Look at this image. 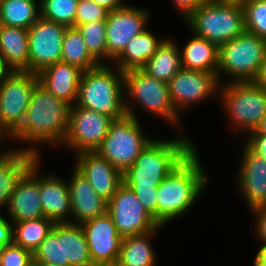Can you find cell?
Here are the masks:
<instances>
[{
    "mask_svg": "<svg viewBox=\"0 0 266 266\" xmlns=\"http://www.w3.org/2000/svg\"><path fill=\"white\" fill-rule=\"evenodd\" d=\"M37 266H54L47 263H37Z\"/></svg>",
    "mask_w": 266,
    "mask_h": 266,
    "instance_id": "50",
    "label": "cell"
},
{
    "mask_svg": "<svg viewBox=\"0 0 266 266\" xmlns=\"http://www.w3.org/2000/svg\"><path fill=\"white\" fill-rule=\"evenodd\" d=\"M66 26L40 17L30 28L29 72L38 74L49 65L61 61Z\"/></svg>",
    "mask_w": 266,
    "mask_h": 266,
    "instance_id": "15",
    "label": "cell"
},
{
    "mask_svg": "<svg viewBox=\"0 0 266 266\" xmlns=\"http://www.w3.org/2000/svg\"><path fill=\"white\" fill-rule=\"evenodd\" d=\"M233 1V0H206V2Z\"/></svg>",
    "mask_w": 266,
    "mask_h": 266,
    "instance_id": "51",
    "label": "cell"
},
{
    "mask_svg": "<svg viewBox=\"0 0 266 266\" xmlns=\"http://www.w3.org/2000/svg\"><path fill=\"white\" fill-rule=\"evenodd\" d=\"M142 124L129 114L113 119L96 152L123 173L155 138L149 136Z\"/></svg>",
    "mask_w": 266,
    "mask_h": 266,
    "instance_id": "9",
    "label": "cell"
},
{
    "mask_svg": "<svg viewBox=\"0 0 266 266\" xmlns=\"http://www.w3.org/2000/svg\"><path fill=\"white\" fill-rule=\"evenodd\" d=\"M250 218L253 219V237L256 242H265L266 243V206H261L252 209L250 212Z\"/></svg>",
    "mask_w": 266,
    "mask_h": 266,
    "instance_id": "39",
    "label": "cell"
},
{
    "mask_svg": "<svg viewBox=\"0 0 266 266\" xmlns=\"http://www.w3.org/2000/svg\"><path fill=\"white\" fill-rule=\"evenodd\" d=\"M149 9L127 4L121 9L108 12L105 20L107 64H112L128 42L149 27L148 24L152 20V12Z\"/></svg>",
    "mask_w": 266,
    "mask_h": 266,
    "instance_id": "13",
    "label": "cell"
},
{
    "mask_svg": "<svg viewBox=\"0 0 266 266\" xmlns=\"http://www.w3.org/2000/svg\"><path fill=\"white\" fill-rule=\"evenodd\" d=\"M164 227L143 234L123 237V242L116 266H158L157 249L153 239Z\"/></svg>",
    "mask_w": 266,
    "mask_h": 266,
    "instance_id": "27",
    "label": "cell"
},
{
    "mask_svg": "<svg viewBox=\"0 0 266 266\" xmlns=\"http://www.w3.org/2000/svg\"><path fill=\"white\" fill-rule=\"evenodd\" d=\"M13 242V223L3 214L0 215V248Z\"/></svg>",
    "mask_w": 266,
    "mask_h": 266,
    "instance_id": "43",
    "label": "cell"
},
{
    "mask_svg": "<svg viewBox=\"0 0 266 266\" xmlns=\"http://www.w3.org/2000/svg\"><path fill=\"white\" fill-rule=\"evenodd\" d=\"M73 166L82 173L95 192L109 201L123 183L122 172L96 151L74 155Z\"/></svg>",
    "mask_w": 266,
    "mask_h": 266,
    "instance_id": "19",
    "label": "cell"
},
{
    "mask_svg": "<svg viewBox=\"0 0 266 266\" xmlns=\"http://www.w3.org/2000/svg\"><path fill=\"white\" fill-rule=\"evenodd\" d=\"M38 75L29 71H9L0 81V123L12 136L24 120Z\"/></svg>",
    "mask_w": 266,
    "mask_h": 266,
    "instance_id": "10",
    "label": "cell"
},
{
    "mask_svg": "<svg viewBox=\"0 0 266 266\" xmlns=\"http://www.w3.org/2000/svg\"><path fill=\"white\" fill-rule=\"evenodd\" d=\"M69 110L67 103L48 92L38 82L21 127L12 135L13 144L19 141L18 144L21 145L16 149L42 157V147L60 148L68 131Z\"/></svg>",
    "mask_w": 266,
    "mask_h": 266,
    "instance_id": "1",
    "label": "cell"
},
{
    "mask_svg": "<svg viewBox=\"0 0 266 266\" xmlns=\"http://www.w3.org/2000/svg\"><path fill=\"white\" fill-rule=\"evenodd\" d=\"M95 266H116L123 237L111 216L106 213L80 224Z\"/></svg>",
    "mask_w": 266,
    "mask_h": 266,
    "instance_id": "17",
    "label": "cell"
},
{
    "mask_svg": "<svg viewBox=\"0 0 266 266\" xmlns=\"http://www.w3.org/2000/svg\"><path fill=\"white\" fill-rule=\"evenodd\" d=\"M37 158L38 156L32 152L16 148L9 154L0 158L1 213L6 211L10 197L15 190L16 183Z\"/></svg>",
    "mask_w": 266,
    "mask_h": 266,
    "instance_id": "24",
    "label": "cell"
},
{
    "mask_svg": "<svg viewBox=\"0 0 266 266\" xmlns=\"http://www.w3.org/2000/svg\"><path fill=\"white\" fill-rule=\"evenodd\" d=\"M33 262V254L12 242L0 248V266H28Z\"/></svg>",
    "mask_w": 266,
    "mask_h": 266,
    "instance_id": "37",
    "label": "cell"
},
{
    "mask_svg": "<svg viewBox=\"0 0 266 266\" xmlns=\"http://www.w3.org/2000/svg\"><path fill=\"white\" fill-rule=\"evenodd\" d=\"M6 141V142H5ZM12 141V136L10 135V133L2 126V124L0 123V158L9 154L10 152H12L15 148H17L18 146H14L9 148L7 147V142L9 144V142ZM4 142V143H3ZM6 143V144H5ZM5 144L6 147L5 150L4 148L2 149L1 146Z\"/></svg>",
    "mask_w": 266,
    "mask_h": 266,
    "instance_id": "44",
    "label": "cell"
},
{
    "mask_svg": "<svg viewBox=\"0 0 266 266\" xmlns=\"http://www.w3.org/2000/svg\"><path fill=\"white\" fill-rule=\"evenodd\" d=\"M167 85L171 103L181 117L209 99L218 101L220 82L214 73L181 69Z\"/></svg>",
    "mask_w": 266,
    "mask_h": 266,
    "instance_id": "11",
    "label": "cell"
},
{
    "mask_svg": "<svg viewBox=\"0 0 266 266\" xmlns=\"http://www.w3.org/2000/svg\"><path fill=\"white\" fill-rule=\"evenodd\" d=\"M266 54V40L244 31L219 46L217 78L220 84L253 81Z\"/></svg>",
    "mask_w": 266,
    "mask_h": 266,
    "instance_id": "8",
    "label": "cell"
},
{
    "mask_svg": "<svg viewBox=\"0 0 266 266\" xmlns=\"http://www.w3.org/2000/svg\"><path fill=\"white\" fill-rule=\"evenodd\" d=\"M54 222L42 217L36 220L13 222V242L32 254L54 226Z\"/></svg>",
    "mask_w": 266,
    "mask_h": 266,
    "instance_id": "32",
    "label": "cell"
},
{
    "mask_svg": "<svg viewBox=\"0 0 266 266\" xmlns=\"http://www.w3.org/2000/svg\"><path fill=\"white\" fill-rule=\"evenodd\" d=\"M96 2L98 5L104 7L106 10L114 11L125 7L128 4L126 0H91Z\"/></svg>",
    "mask_w": 266,
    "mask_h": 266,
    "instance_id": "45",
    "label": "cell"
},
{
    "mask_svg": "<svg viewBox=\"0 0 266 266\" xmlns=\"http://www.w3.org/2000/svg\"><path fill=\"white\" fill-rule=\"evenodd\" d=\"M145 29L141 34L133 37L121 53V55L112 63L122 72L141 69L145 63L156 52L157 47L166 38L159 37L155 32Z\"/></svg>",
    "mask_w": 266,
    "mask_h": 266,
    "instance_id": "28",
    "label": "cell"
},
{
    "mask_svg": "<svg viewBox=\"0 0 266 266\" xmlns=\"http://www.w3.org/2000/svg\"><path fill=\"white\" fill-rule=\"evenodd\" d=\"M83 70L64 61H58L41 70L37 75L39 83L63 100L70 107L76 103Z\"/></svg>",
    "mask_w": 266,
    "mask_h": 266,
    "instance_id": "22",
    "label": "cell"
},
{
    "mask_svg": "<svg viewBox=\"0 0 266 266\" xmlns=\"http://www.w3.org/2000/svg\"><path fill=\"white\" fill-rule=\"evenodd\" d=\"M40 157V199L45 218L54 223H71L72 209L67 179L48 171H42ZM42 163V164H41Z\"/></svg>",
    "mask_w": 266,
    "mask_h": 266,
    "instance_id": "20",
    "label": "cell"
},
{
    "mask_svg": "<svg viewBox=\"0 0 266 266\" xmlns=\"http://www.w3.org/2000/svg\"><path fill=\"white\" fill-rule=\"evenodd\" d=\"M218 102L232 136L241 135L243 139L266 114V89L254 81L223 83L219 86Z\"/></svg>",
    "mask_w": 266,
    "mask_h": 266,
    "instance_id": "5",
    "label": "cell"
},
{
    "mask_svg": "<svg viewBox=\"0 0 266 266\" xmlns=\"http://www.w3.org/2000/svg\"><path fill=\"white\" fill-rule=\"evenodd\" d=\"M33 261L61 266L60 241L51 230L33 253Z\"/></svg>",
    "mask_w": 266,
    "mask_h": 266,
    "instance_id": "36",
    "label": "cell"
},
{
    "mask_svg": "<svg viewBox=\"0 0 266 266\" xmlns=\"http://www.w3.org/2000/svg\"><path fill=\"white\" fill-rule=\"evenodd\" d=\"M248 134H261L266 136V114L262 117L259 125L255 130L249 132Z\"/></svg>",
    "mask_w": 266,
    "mask_h": 266,
    "instance_id": "48",
    "label": "cell"
},
{
    "mask_svg": "<svg viewBox=\"0 0 266 266\" xmlns=\"http://www.w3.org/2000/svg\"><path fill=\"white\" fill-rule=\"evenodd\" d=\"M259 247L254 256L253 266H266V243L265 242H256Z\"/></svg>",
    "mask_w": 266,
    "mask_h": 266,
    "instance_id": "46",
    "label": "cell"
},
{
    "mask_svg": "<svg viewBox=\"0 0 266 266\" xmlns=\"http://www.w3.org/2000/svg\"><path fill=\"white\" fill-rule=\"evenodd\" d=\"M175 135L166 139L155 137L122 173L123 183L130 189L157 188L198 147L188 134Z\"/></svg>",
    "mask_w": 266,
    "mask_h": 266,
    "instance_id": "3",
    "label": "cell"
},
{
    "mask_svg": "<svg viewBox=\"0 0 266 266\" xmlns=\"http://www.w3.org/2000/svg\"><path fill=\"white\" fill-rule=\"evenodd\" d=\"M71 171L67 179L72 209L71 223L81 224L106 214L108 201L95 192L89 180L74 166Z\"/></svg>",
    "mask_w": 266,
    "mask_h": 266,
    "instance_id": "21",
    "label": "cell"
},
{
    "mask_svg": "<svg viewBox=\"0 0 266 266\" xmlns=\"http://www.w3.org/2000/svg\"><path fill=\"white\" fill-rule=\"evenodd\" d=\"M52 231L60 241L61 266H95L80 224L55 223Z\"/></svg>",
    "mask_w": 266,
    "mask_h": 266,
    "instance_id": "23",
    "label": "cell"
},
{
    "mask_svg": "<svg viewBox=\"0 0 266 266\" xmlns=\"http://www.w3.org/2000/svg\"><path fill=\"white\" fill-rule=\"evenodd\" d=\"M107 213L122 237L143 234L161 227L124 183L108 201Z\"/></svg>",
    "mask_w": 266,
    "mask_h": 266,
    "instance_id": "14",
    "label": "cell"
},
{
    "mask_svg": "<svg viewBox=\"0 0 266 266\" xmlns=\"http://www.w3.org/2000/svg\"><path fill=\"white\" fill-rule=\"evenodd\" d=\"M242 149V151H241ZM234 178L236 194H239L247 211L266 206V160L251 151L244 143Z\"/></svg>",
    "mask_w": 266,
    "mask_h": 266,
    "instance_id": "16",
    "label": "cell"
},
{
    "mask_svg": "<svg viewBox=\"0 0 266 266\" xmlns=\"http://www.w3.org/2000/svg\"><path fill=\"white\" fill-rule=\"evenodd\" d=\"M108 12V10L94 1L79 0L76 10L75 28L78 25H82L87 22L105 21L107 19Z\"/></svg>",
    "mask_w": 266,
    "mask_h": 266,
    "instance_id": "38",
    "label": "cell"
},
{
    "mask_svg": "<svg viewBox=\"0 0 266 266\" xmlns=\"http://www.w3.org/2000/svg\"><path fill=\"white\" fill-rule=\"evenodd\" d=\"M75 104L113 119L123 117L126 114L123 72L113 64H100L84 71Z\"/></svg>",
    "mask_w": 266,
    "mask_h": 266,
    "instance_id": "6",
    "label": "cell"
},
{
    "mask_svg": "<svg viewBox=\"0 0 266 266\" xmlns=\"http://www.w3.org/2000/svg\"><path fill=\"white\" fill-rule=\"evenodd\" d=\"M61 61L77 66L83 71L100 65L88 51L82 34L74 27H69L65 30Z\"/></svg>",
    "mask_w": 266,
    "mask_h": 266,
    "instance_id": "31",
    "label": "cell"
},
{
    "mask_svg": "<svg viewBox=\"0 0 266 266\" xmlns=\"http://www.w3.org/2000/svg\"><path fill=\"white\" fill-rule=\"evenodd\" d=\"M244 144L255 154L266 160V136L261 134H247L242 139Z\"/></svg>",
    "mask_w": 266,
    "mask_h": 266,
    "instance_id": "41",
    "label": "cell"
},
{
    "mask_svg": "<svg viewBox=\"0 0 266 266\" xmlns=\"http://www.w3.org/2000/svg\"><path fill=\"white\" fill-rule=\"evenodd\" d=\"M178 44L179 42L174 38L166 36L141 70L151 77L168 83L182 69L181 53Z\"/></svg>",
    "mask_w": 266,
    "mask_h": 266,
    "instance_id": "29",
    "label": "cell"
},
{
    "mask_svg": "<svg viewBox=\"0 0 266 266\" xmlns=\"http://www.w3.org/2000/svg\"><path fill=\"white\" fill-rule=\"evenodd\" d=\"M123 75L126 114L140 120L137 113L143 111L171 128L175 127L178 133H188L183 118L171 103L167 83L149 76L141 69L128 70Z\"/></svg>",
    "mask_w": 266,
    "mask_h": 266,
    "instance_id": "4",
    "label": "cell"
},
{
    "mask_svg": "<svg viewBox=\"0 0 266 266\" xmlns=\"http://www.w3.org/2000/svg\"><path fill=\"white\" fill-rule=\"evenodd\" d=\"M84 38L90 54L100 63L107 64L106 22L92 21L76 27Z\"/></svg>",
    "mask_w": 266,
    "mask_h": 266,
    "instance_id": "33",
    "label": "cell"
},
{
    "mask_svg": "<svg viewBox=\"0 0 266 266\" xmlns=\"http://www.w3.org/2000/svg\"><path fill=\"white\" fill-rule=\"evenodd\" d=\"M137 196L147 212L157 222V188L152 189H131Z\"/></svg>",
    "mask_w": 266,
    "mask_h": 266,
    "instance_id": "40",
    "label": "cell"
},
{
    "mask_svg": "<svg viewBox=\"0 0 266 266\" xmlns=\"http://www.w3.org/2000/svg\"><path fill=\"white\" fill-rule=\"evenodd\" d=\"M198 149L197 147L157 187V224L161 227L189 215L209 187V173L204 169Z\"/></svg>",
    "mask_w": 266,
    "mask_h": 266,
    "instance_id": "2",
    "label": "cell"
},
{
    "mask_svg": "<svg viewBox=\"0 0 266 266\" xmlns=\"http://www.w3.org/2000/svg\"><path fill=\"white\" fill-rule=\"evenodd\" d=\"M245 30L266 40V0H241Z\"/></svg>",
    "mask_w": 266,
    "mask_h": 266,
    "instance_id": "35",
    "label": "cell"
},
{
    "mask_svg": "<svg viewBox=\"0 0 266 266\" xmlns=\"http://www.w3.org/2000/svg\"><path fill=\"white\" fill-rule=\"evenodd\" d=\"M40 17V0H0L1 25L28 29Z\"/></svg>",
    "mask_w": 266,
    "mask_h": 266,
    "instance_id": "30",
    "label": "cell"
},
{
    "mask_svg": "<svg viewBox=\"0 0 266 266\" xmlns=\"http://www.w3.org/2000/svg\"><path fill=\"white\" fill-rule=\"evenodd\" d=\"M253 81L266 89V54L263 57L259 72Z\"/></svg>",
    "mask_w": 266,
    "mask_h": 266,
    "instance_id": "47",
    "label": "cell"
},
{
    "mask_svg": "<svg viewBox=\"0 0 266 266\" xmlns=\"http://www.w3.org/2000/svg\"><path fill=\"white\" fill-rule=\"evenodd\" d=\"M28 266H37V263L36 262H32L30 265H28Z\"/></svg>",
    "mask_w": 266,
    "mask_h": 266,
    "instance_id": "52",
    "label": "cell"
},
{
    "mask_svg": "<svg viewBox=\"0 0 266 266\" xmlns=\"http://www.w3.org/2000/svg\"><path fill=\"white\" fill-rule=\"evenodd\" d=\"M112 117L76 104L70 107L68 131L60 148L73 153L96 151L107 135Z\"/></svg>",
    "mask_w": 266,
    "mask_h": 266,
    "instance_id": "12",
    "label": "cell"
},
{
    "mask_svg": "<svg viewBox=\"0 0 266 266\" xmlns=\"http://www.w3.org/2000/svg\"><path fill=\"white\" fill-rule=\"evenodd\" d=\"M0 53L10 71H29L28 29L1 25Z\"/></svg>",
    "mask_w": 266,
    "mask_h": 266,
    "instance_id": "25",
    "label": "cell"
},
{
    "mask_svg": "<svg viewBox=\"0 0 266 266\" xmlns=\"http://www.w3.org/2000/svg\"><path fill=\"white\" fill-rule=\"evenodd\" d=\"M188 32L213 42L218 47L245 31L241 1L205 2L184 20Z\"/></svg>",
    "mask_w": 266,
    "mask_h": 266,
    "instance_id": "7",
    "label": "cell"
},
{
    "mask_svg": "<svg viewBox=\"0 0 266 266\" xmlns=\"http://www.w3.org/2000/svg\"><path fill=\"white\" fill-rule=\"evenodd\" d=\"M177 10L176 13L184 20L193 10L204 4L206 0H169Z\"/></svg>",
    "mask_w": 266,
    "mask_h": 266,
    "instance_id": "42",
    "label": "cell"
},
{
    "mask_svg": "<svg viewBox=\"0 0 266 266\" xmlns=\"http://www.w3.org/2000/svg\"><path fill=\"white\" fill-rule=\"evenodd\" d=\"M183 43L179 44L182 69L217 75L219 47L216 44L192 32Z\"/></svg>",
    "mask_w": 266,
    "mask_h": 266,
    "instance_id": "26",
    "label": "cell"
},
{
    "mask_svg": "<svg viewBox=\"0 0 266 266\" xmlns=\"http://www.w3.org/2000/svg\"><path fill=\"white\" fill-rule=\"evenodd\" d=\"M5 214L12 223L44 217L40 199V157L16 183Z\"/></svg>",
    "mask_w": 266,
    "mask_h": 266,
    "instance_id": "18",
    "label": "cell"
},
{
    "mask_svg": "<svg viewBox=\"0 0 266 266\" xmlns=\"http://www.w3.org/2000/svg\"><path fill=\"white\" fill-rule=\"evenodd\" d=\"M78 3L79 0H40L41 17L75 28Z\"/></svg>",
    "mask_w": 266,
    "mask_h": 266,
    "instance_id": "34",
    "label": "cell"
},
{
    "mask_svg": "<svg viewBox=\"0 0 266 266\" xmlns=\"http://www.w3.org/2000/svg\"><path fill=\"white\" fill-rule=\"evenodd\" d=\"M10 70L5 66L0 53V81Z\"/></svg>",
    "mask_w": 266,
    "mask_h": 266,
    "instance_id": "49",
    "label": "cell"
}]
</instances>
